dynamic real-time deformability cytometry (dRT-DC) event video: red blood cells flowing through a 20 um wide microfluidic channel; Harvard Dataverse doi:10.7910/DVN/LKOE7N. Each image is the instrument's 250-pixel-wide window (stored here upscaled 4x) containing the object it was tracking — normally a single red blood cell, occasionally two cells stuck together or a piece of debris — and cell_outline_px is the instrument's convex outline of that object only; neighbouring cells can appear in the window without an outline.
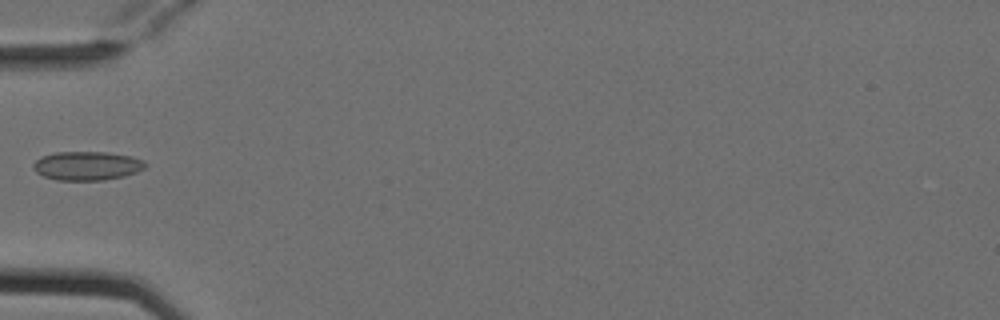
{"species": "Egyptian fruit bat (a non-hibernating species)", "species_latin": "Rousettus aegyptiacus", "temperature_condition": "cold", "stored_images_in_passage": 6, "camera_frame_rate_fps": 3000, "um_per_image_px": 0.085, "animal": {"sex": "female"}, "frame": {"image": 1, "passage_image": 6, "time_ms": 1.667, "image_size_px": [1000, 320], "cell_outline_px": [[148, 164], [144, 168], [136, 172], [124, 176], [104, 180], [56, 180], [44, 176], [36, 172], [32, 168], [32, 164], [40, 156], [56, 152], [104, 152], [132, 156], [144, 160]], "centroid_in_image_um": [7.39, 14.09], "position_along_channel_um": 77.6, "area_um2": 18.96}}